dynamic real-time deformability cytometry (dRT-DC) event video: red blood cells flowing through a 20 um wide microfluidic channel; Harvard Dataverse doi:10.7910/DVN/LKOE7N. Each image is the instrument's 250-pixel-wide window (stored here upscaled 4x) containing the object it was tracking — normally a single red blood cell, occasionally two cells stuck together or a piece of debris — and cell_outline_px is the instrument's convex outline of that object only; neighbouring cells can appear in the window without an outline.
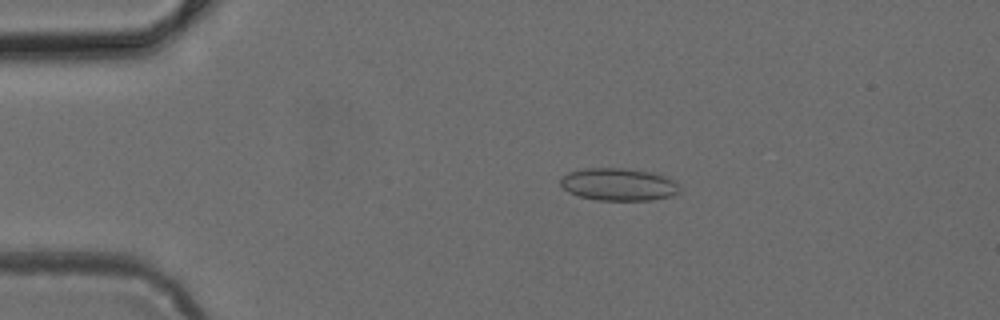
{"species": "common noctule bat (a hibernating species)", "species_latin": "Nyctalus noctula", "temperature_condition": "cold", "stored_images_in_passage": 49, "camera_frame_rate_fps": 3000, "um_per_image_px": 0.085, "animal": {"sex": "female", "body_mass_g": 24.6, "forearm_length_mm": 56.2}, "frame": {"image": 1, "passage_image": 10, "time_ms": 3.0, "image_size_px": [1000, 320], "cell_outline_px": [[680, 192], [672, 196], [652, 200], [596, 200], [580, 196], [568, 192], [560, 184], [560, 180], [568, 172], [580, 168], [628, 168], [652, 172], [676, 180], [680, 184]], "centroid_in_image_um": [52.62, 15.67], "position_along_channel_um": 32.4, "area_um2": 22.89}}
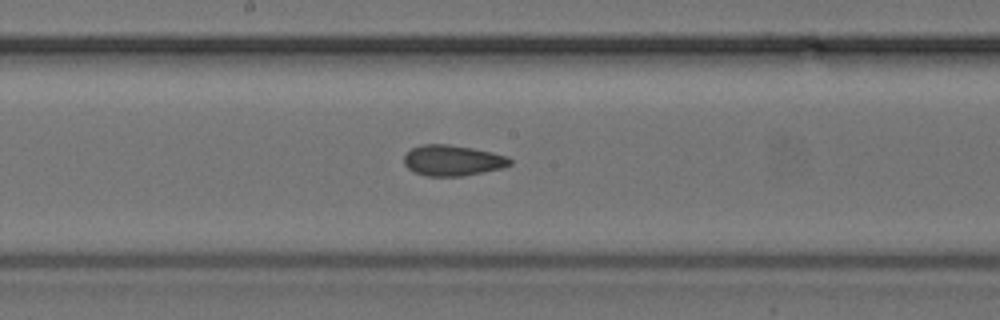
{"frame": {"image": 2, "passage_image": 26, "time_ms": 8.333, "image_size_px": [1000, 320], "cell_outline_px": [[512, 164], [504, 168], [464, 176], [428, 176], [412, 172], [404, 164], [404, 156], [412, 148], [420, 144], [448, 144], [472, 148], [492, 152], [508, 156], [512, 160]], "centroid_in_image_um": [38.49, 13.64], "position_along_channel_um": 209.7, "area_um2": 19.19}}
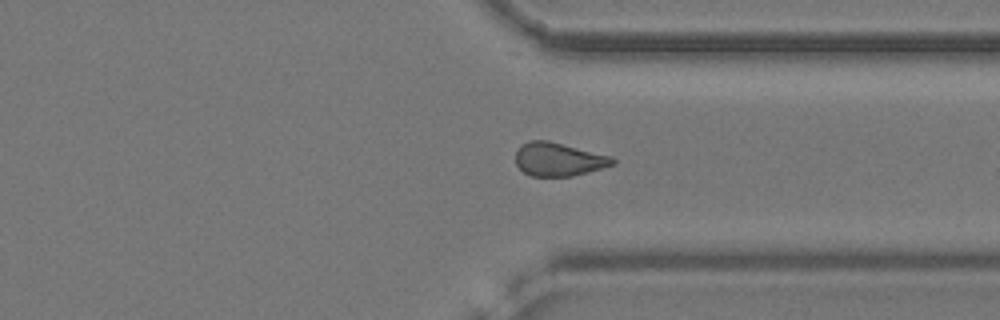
{"frame": {"image": 3, "passage_image": 37, "time_ms": 12.0, "image_size_px": [1000, 320], "cell_outline_px": [[616, 164], [572, 176], [532, 176], [524, 172], [516, 164], [516, 152], [520, 144], [528, 140], [548, 140], [612, 156], [616, 160]], "centroid_in_image_um": [47.48, 13.53], "position_along_channel_um": 363.9, "area_um2": 18.96}}